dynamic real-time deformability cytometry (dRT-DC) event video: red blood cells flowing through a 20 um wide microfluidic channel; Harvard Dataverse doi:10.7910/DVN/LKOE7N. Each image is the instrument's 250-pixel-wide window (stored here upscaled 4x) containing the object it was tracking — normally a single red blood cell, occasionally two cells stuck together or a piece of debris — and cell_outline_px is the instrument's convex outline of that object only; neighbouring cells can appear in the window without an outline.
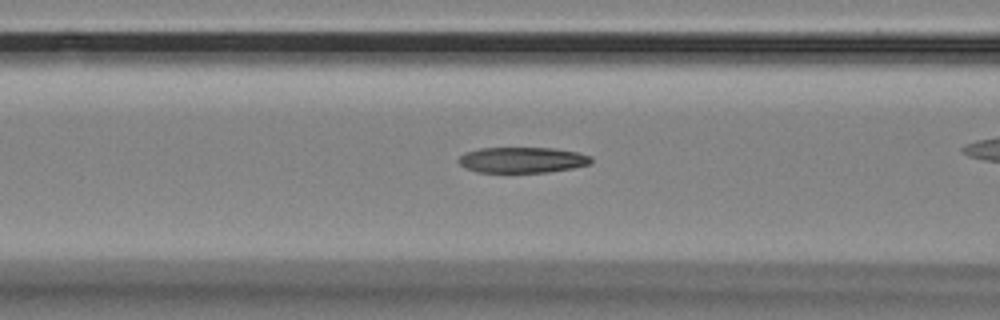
{"species": "Egyptian fruit bat (a non-hibernating species)", "species_latin": "Rousettus aegyptiacus", "temperature_condition": "room temperature", "stored_images_in_passage": 38, "camera_frame_rate_fps": 3000, "um_per_image_px": 0.085, "animal": {"sex": "female"}, "frame": {"image": 1, "passage_image": 16, "time_ms": 5.0, "image_size_px": [1000, 320], "cell_outline_px": [[592, 160], [588, 164], [572, 168], [548, 172], [476, 172], [464, 168], [456, 160], [464, 152], [480, 148], [552, 148], [576, 152], [592, 156]], "centroid_in_image_um": [44.34, 13.59], "position_along_channel_um": 122.3, "area_um2": 19.88}}
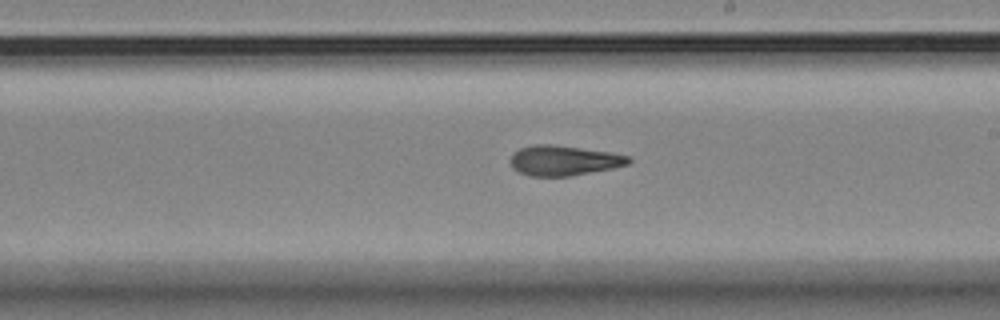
{"frame": {"image": 2, "passage_image": 26, "time_ms": 8.333, "image_size_px": [1000, 320], "cell_outline_px": [[632, 160], [628, 164], [612, 168], [568, 176], [528, 176], [512, 168], [512, 152], [520, 148], [532, 144], [552, 144], [608, 152], [628, 156]], "centroid_in_image_um": [47.88, 13.64], "position_along_channel_um": 241.1, "area_um2": 20.46}}
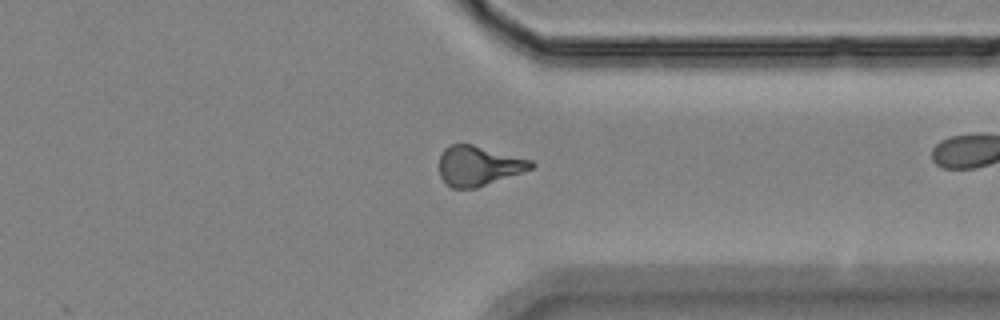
{"frame": {"image": 3, "passage_image": 37, "time_ms": 12.0, "image_size_px": [1000, 320], "cell_outline_px": [[536, 164], [532, 168], [476, 188], [452, 188], [440, 176], [440, 156], [444, 148], [448, 144], [472, 144], [532, 160]], "centroid_in_image_um": [40.66, 14.08], "position_along_channel_um": 370.7, "area_um2": 21.04}}